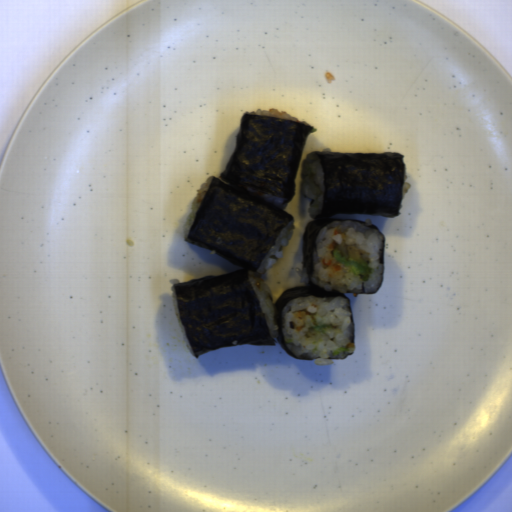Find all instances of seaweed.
Returning a JSON list of instances; mask_svg holds the SVG:
<instances>
[{"mask_svg": "<svg viewBox=\"0 0 512 512\" xmlns=\"http://www.w3.org/2000/svg\"><path fill=\"white\" fill-rule=\"evenodd\" d=\"M245 112L235 136L233 154L222 174L212 176L207 192L184 240L205 248L240 270L204 276L175 284L179 316L193 356L233 345L275 346L293 359L284 339L283 310L287 302L303 296L343 297L348 301L353 352L355 322L350 298L344 293L324 290L312 284L315 239L321 228L333 221L336 213L373 215L393 218L401 215L405 183V156L399 153H333L312 151L323 174V212L312 218L303 231L302 264L308 282L283 291L273 304L278 326L272 338L257 294L249 280L250 271L258 269L267 251L283 228L293 222L284 206L296 194V177L309 135L316 128ZM301 167L300 193L303 191L304 160ZM240 187L283 197L280 207L270 205ZM377 229L383 236L380 262L384 278L385 235L374 223L358 221Z\"/></svg>", "mask_w": 512, "mask_h": 512, "instance_id": "seaweed-1", "label": "seaweed"}]
</instances>
